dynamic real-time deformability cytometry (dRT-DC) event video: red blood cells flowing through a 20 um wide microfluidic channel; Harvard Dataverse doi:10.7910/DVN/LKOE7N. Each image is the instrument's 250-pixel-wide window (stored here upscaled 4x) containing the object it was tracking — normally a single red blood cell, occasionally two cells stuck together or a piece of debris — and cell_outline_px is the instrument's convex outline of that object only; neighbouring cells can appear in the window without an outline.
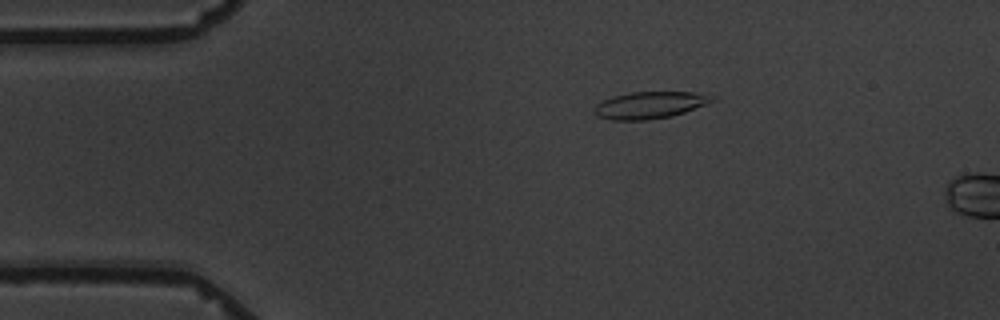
{"species": "common noctule bat (a hibernating species)", "species_latin": "Nyctalus noctula", "temperature_condition": "warm", "stored_images_in_passage": 3, "camera_frame_rate_fps": 3000, "um_per_image_px": 0.085, "animal": {"sex": "male", "body_mass_g": 19.5, "forearm_length_mm": 54.6}, "frame": {"image": 1, "passage_image": 1, "time_ms": 0.0, "image_size_px": [1000, 320], "cell_outline_px": [[716, 100], [708, 104], [672, 116], [648, 120], [612, 120], [596, 116], [592, 112], [596, 104], [612, 96], [632, 92], [696, 92]], "centroid_in_image_um": [55.17, 8.94], "position_along_channel_um": 29.8, "area_um2": 18.44}}